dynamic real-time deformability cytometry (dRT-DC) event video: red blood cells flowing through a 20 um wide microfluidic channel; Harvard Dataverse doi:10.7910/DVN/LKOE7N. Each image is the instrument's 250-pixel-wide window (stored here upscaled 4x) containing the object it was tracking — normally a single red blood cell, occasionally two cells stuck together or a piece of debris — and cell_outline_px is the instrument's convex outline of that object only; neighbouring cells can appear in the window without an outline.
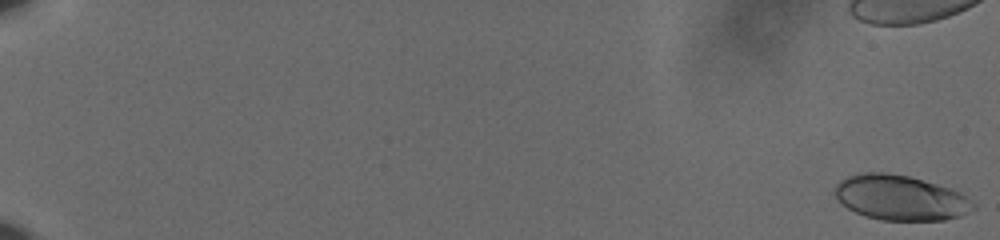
{"species": "human", "species_latin": "Homo sapiens", "temperature_condition": "cold", "stored_images_in_passage": 57, "camera_frame_rate_fps": 3000, "um_per_image_px": 0.085, "donor": {"sex": "male"}, "frame": {"image": 1, "passage_image": 1, "time_ms": 0.0, "image_size_px": [1000, 240], "cell_outline_px": [[976, 208], [960, 216], [944, 220], [880, 220], [864, 216], [848, 208], [836, 196], [836, 184], [840, 180], [848, 176], [860, 172], [884, 172], [908, 176], [936, 184], [960, 192], [972, 200], [976, 204]], "centroid_in_image_um": [76.56, 16.81], "position_along_channel_um": 8.4, "area_um2": 36.18}}